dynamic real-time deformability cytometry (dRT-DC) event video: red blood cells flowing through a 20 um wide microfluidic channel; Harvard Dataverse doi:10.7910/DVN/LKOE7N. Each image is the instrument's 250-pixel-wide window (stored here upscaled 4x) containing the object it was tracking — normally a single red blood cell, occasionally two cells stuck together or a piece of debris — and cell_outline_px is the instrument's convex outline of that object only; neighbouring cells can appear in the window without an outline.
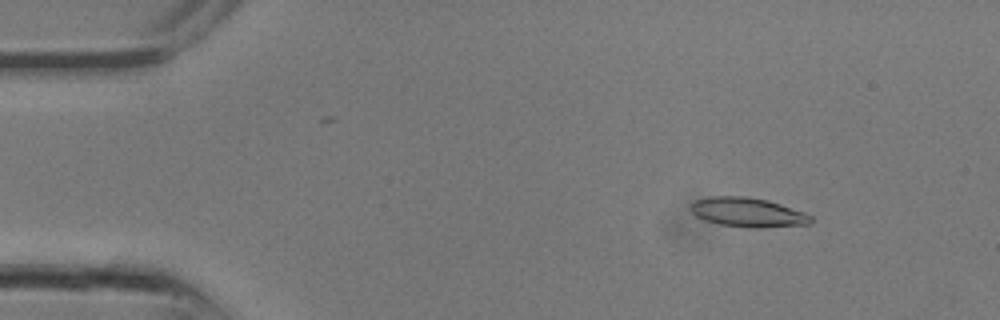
{"species": "common noctule bat (a hibernating species)", "species_latin": "Nyctalus noctula", "temperature_condition": "room temperature", "stored_images_in_passage": 11, "camera_frame_rate_fps": 3000, "um_per_image_px": 0.085, "animal": {"sex": "male", "body_mass_g": 13.3}, "frame": {"image": 1, "passage_image": 3, "time_ms": 0.667, "image_size_px": [1000, 320], "cell_outline_px": [[812, 220], [808, 224], [760, 228], [748, 228], [720, 224], [704, 220], [696, 216], [692, 212], [692, 204], [696, 200], [712, 196], [744, 196], [768, 200], [804, 212], [812, 216]], "centroid_in_image_um": [63.57, 18.05], "position_along_channel_um": 21.4, "area_um2": 20.4}}
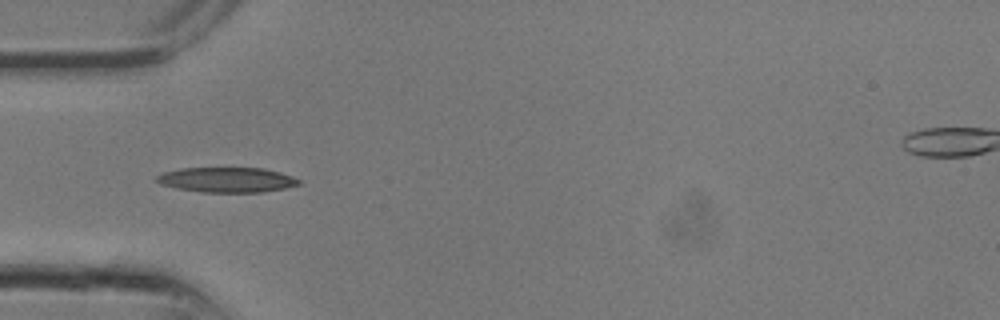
{"frame": {"image": 2, "passage_image": 8, "time_ms": 2.333, "image_size_px": [1000, 320], "cell_outline_px": [[300, 184], [284, 188], [260, 192], [200, 192], [176, 188], [160, 184], [156, 180], [156, 176], [160, 172], [180, 168], [264, 168], [280, 172], [292, 176], [300, 180]], "centroid_in_image_um": [19.24, 15.28], "position_along_channel_um": 65.8, "area_um2": 20.81}}
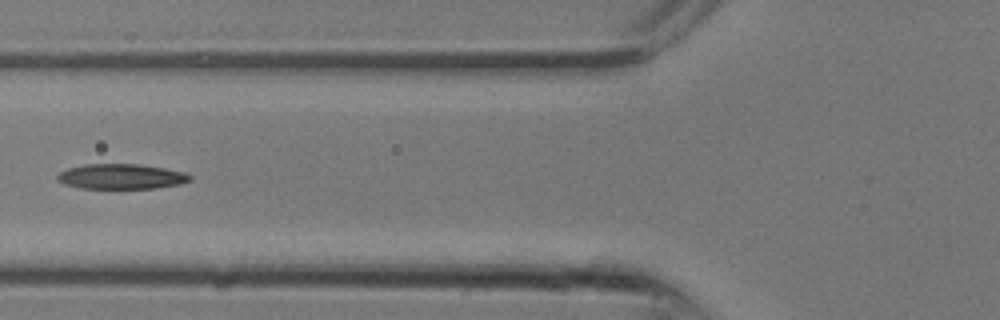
{"frame": {"image": 3, "passage_image": 10, "time_ms": 3.0, "image_size_px": [1000, 320], "cell_outline_px": [[192, 180], [180, 184], [156, 188], [80, 188], [64, 184], [56, 180], [56, 176], [60, 172], [68, 168], [84, 164], [140, 164], [164, 168], [184, 172], [192, 176]], "centroid_in_image_um": [10.3, 15.0], "position_along_channel_um": 115.5, "area_um2": 19.48}}